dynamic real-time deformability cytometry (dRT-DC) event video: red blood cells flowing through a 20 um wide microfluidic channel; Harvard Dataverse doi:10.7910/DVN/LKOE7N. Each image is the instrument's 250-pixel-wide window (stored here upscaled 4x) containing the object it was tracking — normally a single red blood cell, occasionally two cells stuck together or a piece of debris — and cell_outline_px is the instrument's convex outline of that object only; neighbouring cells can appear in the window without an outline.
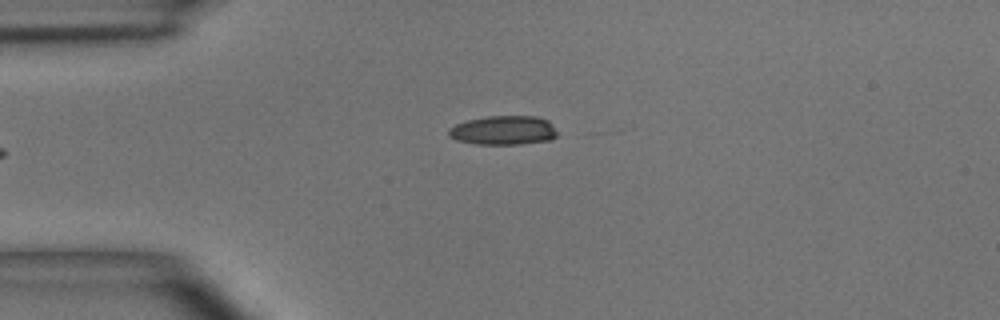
{"species": "common noctule bat (a hibernating species)", "species_latin": "Nyctalus noctula", "temperature_condition": "room temperature", "stored_images_in_passage": 6, "camera_frame_rate_fps": 3000, "um_per_image_px": 0.085, "animal": {"sex": "male", "body_mass_g": 15.6}, "frame": {"image": 1, "passage_image": 4, "time_ms": 4.333, "image_size_px": [1000, 320], "cell_outline_px": [[556, 136], [552, 140], [520, 144], [476, 144], [456, 140], [448, 136], [448, 128], [456, 124], [468, 120], [488, 116], [536, 116], [548, 120], [552, 124], [556, 132]], "centroid_in_image_um": [42.79, 11.08], "position_along_channel_um": 42.2, "area_um2": 18.5}}
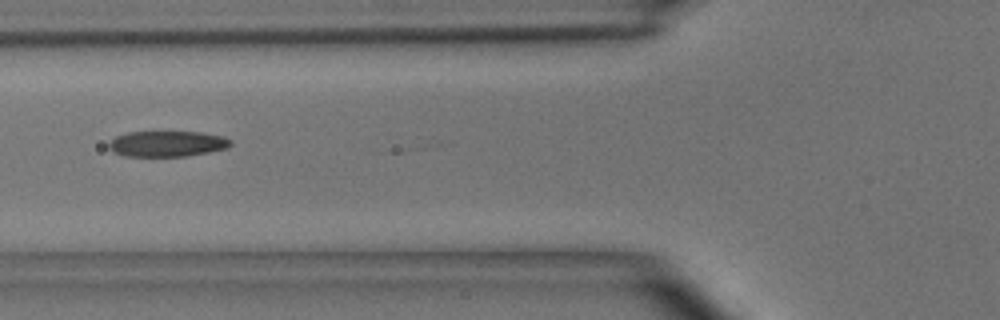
{"frame": {"image": 2, "passage_image": 6, "time_ms": 6.667, "image_size_px": [1000, 320], "cell_outline_px": [[232, 144], [228, 148], [188, 156], [124, 156], [112, 152], [108, 148], [108, 144], [116, 136], [128, 132], [204, 132], [224, 136], [232, 140]], "centroid_in_image_um": [14.23, 12.22], "position_along_channel_um": 111.6, "area_um2": 18.44}}